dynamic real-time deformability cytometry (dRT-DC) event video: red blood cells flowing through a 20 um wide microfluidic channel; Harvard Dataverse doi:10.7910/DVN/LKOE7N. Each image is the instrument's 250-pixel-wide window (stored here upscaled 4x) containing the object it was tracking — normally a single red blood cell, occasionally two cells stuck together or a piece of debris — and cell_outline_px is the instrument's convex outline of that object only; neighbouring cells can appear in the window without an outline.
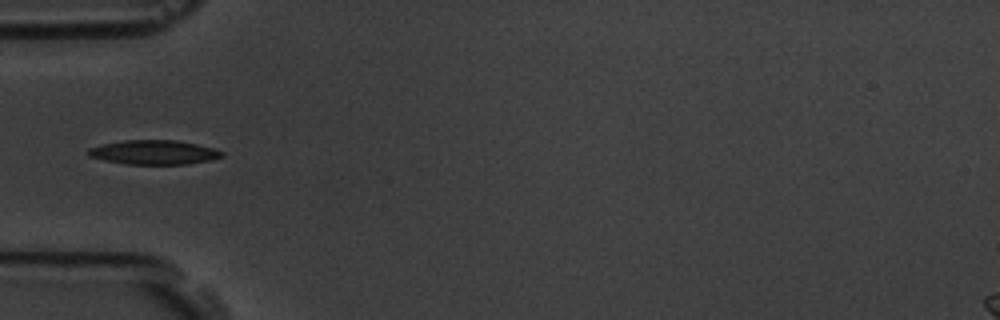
{"species": "common noctule bat (a hibernating species)", "species_latin": "Nyctalus noctula", "temperature_condition": "room temperature", "stored_images_in_passage": 9, "camera_frame_rate_fps": 3000, "um_per_image_px": 0.085, "animal": {"sex": "male", "body_mass_g": 19.5, "forearm_length_mm": 54.6}, "frame": {"image": 1, "passage_image": 6, "time_ms": 5.667, "image_size_px": [1000, 320], "cell_outline_px": [[224, 156], [212, 160], [188, 164], [124, 164], [104, 160], [88, 156], [88, 148], [104, 144], [124, 140], [176, 140], [196, 144], [212, 148], [224, 152]], "centroid_in_image_um": [13.1, 12.95], "position_along_channel_um": 71.9, "area_um2": 18.9}}
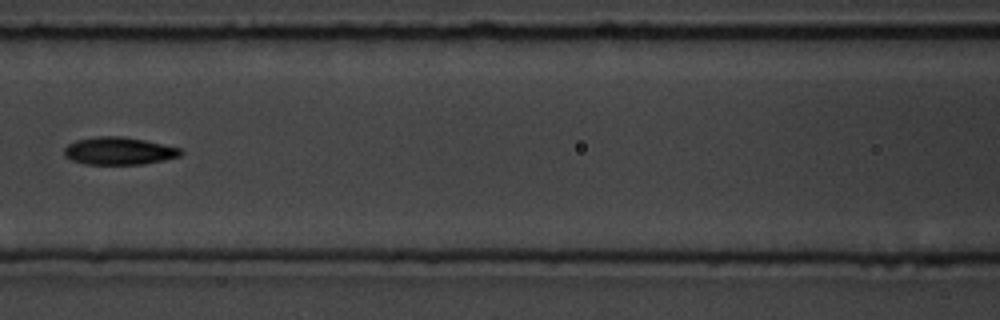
{"frame": {"image": 2, "passage_image": 8, "time_ms": 8.0, "image_size_px": [1000, 320], "cell_outline_px": [[184, 152], [180, 156], [164, 160], [144, 164], [88, 164], [72, 160], [64, 156], [64, 148], [68, 144], [76, 140], [96, 136], [124, 136], [144, 140], [180, 148]], "centroid_in_image_um": [10.11, 12.82], "position_along_channel_um": 156.5, "area_um2": 18.73}}
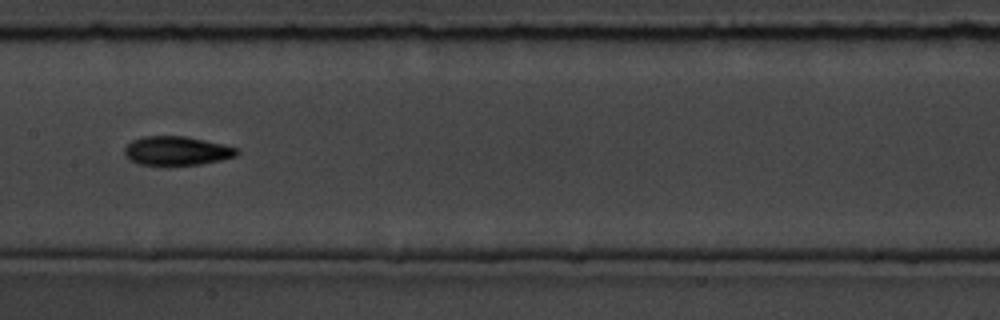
{"frame": {"image": 3, "passage_image": 9, "time_ms": 9.0, "image_size_px": [1000, 320], "cell_outline_px": [[240, 152], [236, 156], [220, 160], [200, 164], [140, 164], [124, 156], [124, 148], [132, 140], [144, 136], [184, 136], [204, 140], [236, 148]], "centroid_in_image_um": [15.0, 12.8], "position_along_channel_um": 192.4, "area_um2": 18.55}}